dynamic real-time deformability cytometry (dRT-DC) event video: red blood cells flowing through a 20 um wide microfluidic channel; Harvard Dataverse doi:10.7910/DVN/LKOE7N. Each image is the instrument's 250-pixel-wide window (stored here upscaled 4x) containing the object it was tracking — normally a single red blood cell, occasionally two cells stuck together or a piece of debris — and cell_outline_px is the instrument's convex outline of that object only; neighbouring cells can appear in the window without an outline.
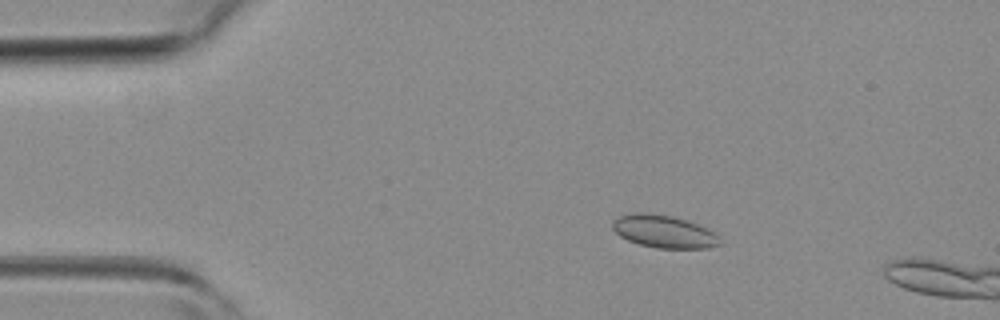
{"species": "common noctule bat (a hibernating species)", "species_latin": "Nyctalus noctula", "temperature_condition": "room temperature", "stored_images_in_passage": 4, "camera_frame_rate_fps": 3000, "um_per_image_px": 0.085, "animal": {"sex": "female", "body_mass_g": 19.3, "forearm_length_mm": 54.1}, "frame": {"image": 1, "passage_image": 2, "time_ms": 1.333, "image_size_px": [1000, 320], "cell_outline_px": [[724, 244], [708, 248], [656, 248], [640, 244], [628, 240], [620, 236], [612, 228], [612, 220], [616, 216], [632, 212], [644, 212], [672, 216], [708, 228], [716, 232], [720, 236]], "centroid_in_image_um": [56.45, 19.67], "position_along_channel_um": 28.5, "area_um2": 20.75}}